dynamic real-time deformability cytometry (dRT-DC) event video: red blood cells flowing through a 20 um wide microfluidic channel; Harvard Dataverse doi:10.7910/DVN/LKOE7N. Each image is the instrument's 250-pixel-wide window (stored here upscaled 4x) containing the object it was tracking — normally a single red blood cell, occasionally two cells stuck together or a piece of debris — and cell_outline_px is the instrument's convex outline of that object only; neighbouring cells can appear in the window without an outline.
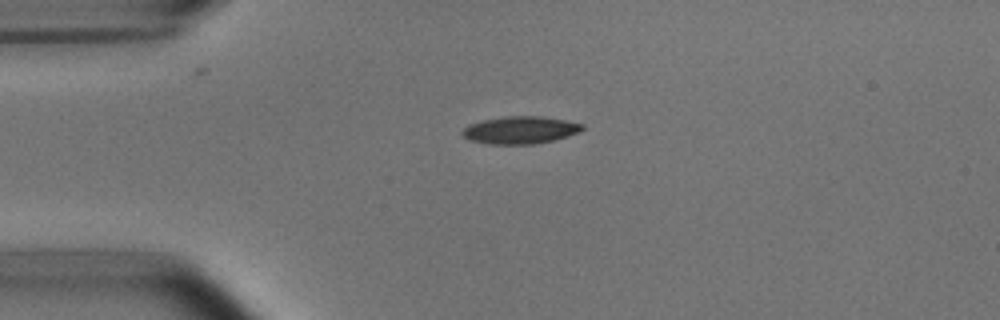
{"species": "common noctule bat (a hibernating species)", "species_latin": "Nyctalus noctula", "temperature_condition": "room temperature", "stored_images_in_passage": 2, "camera_frame_rate_fps": 3000, "um_per_image_px": 0.085, "animal": {"sex": "male", "body_mass_g": 15.6}, "frame": {"image": 1, "passage_image": 1, "time_ms": 0.0, "image_size_px": [1000, 320], "cell_outline_px": [[584, 128], [580, 132], [568, 136], [552, 140], [532, 144], [488, 144], [472, 140], [464, 136], [460, 132], [468, 124], [484, 120], [508, 116], [540, 116], [564, 120], [584, 124]], "centroid_in_image_um": [44.23, 11.05], "position_along_channel_um": 40.8, "area_um2": 19.02}}